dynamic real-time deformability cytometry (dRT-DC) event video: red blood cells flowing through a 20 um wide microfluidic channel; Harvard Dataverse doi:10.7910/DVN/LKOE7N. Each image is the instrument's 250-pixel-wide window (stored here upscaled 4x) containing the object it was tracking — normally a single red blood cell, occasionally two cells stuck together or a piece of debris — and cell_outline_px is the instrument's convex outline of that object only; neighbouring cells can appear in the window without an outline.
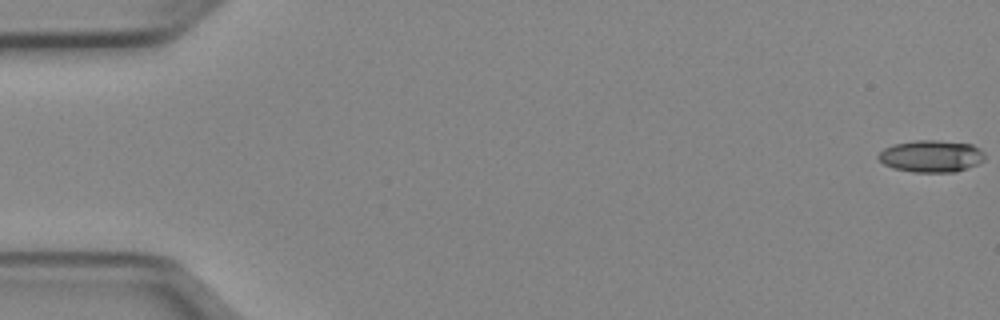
{"species": "Egyptian fruit bat (a non-hibernating species)", "species_latin": "Rousettus aegyptiacus", "temperature_condition": "cold", "stored_images_in_passage": 52, "camera_frame_rate_fps": 3000, "um_per_image_px": 0.085, "animal": {"sex": "female"}, "frame": {"image": 1, "passage_image": 1, "time_ms": 0.0, "image_size_px": [1000, 320], "cell_outline_px": [[984, 160], [976, 164], [956, 172], [912, 172], [892, 168], [884, 164], [876, 156], [884, 148], [896, 144], [916, 140], [936, 140], [972, 144], [980, 148], [984, 152]], "centroid_in_image_um": [79.15, 13.27], "position_along_channel_um": 5.8, "area_um2": 19.83}}
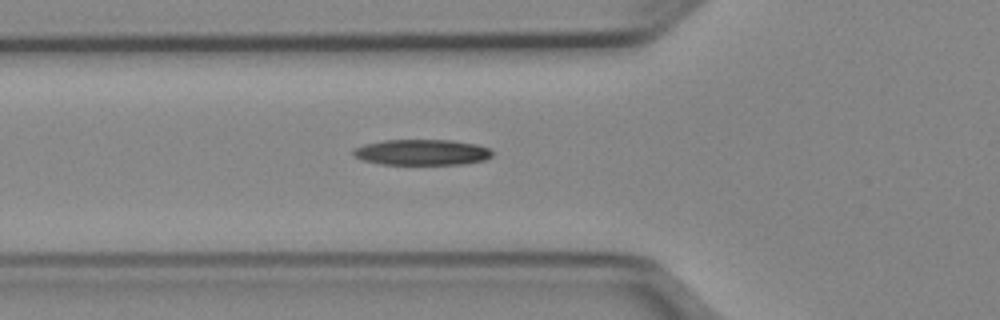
{"frame": {"image": 2, "passage_image": 19, "time_ms": 6.0, "image_size_px": [1000, 320], "cell_outline_px": [[492, 156], [484, 160], [464, 164], [380, 164], [364, 160], [352, 156], [352, 148], [364, 144], [384, 140], [452, 140], [476, 144], [488, 148], [492, 152]], "centroid_in_image_um": [35.82, 12.94], "position_along_channel_um": 90.0, "area_um2": 20.92}}
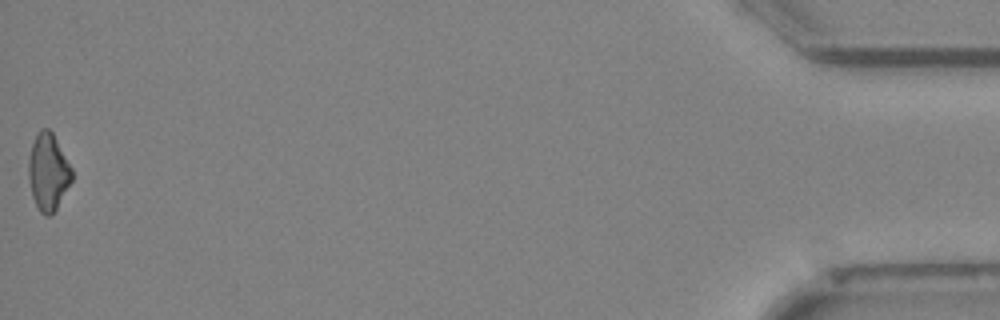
{"frame": {"image": 3, "passage_image": 52, "time_ms": 17.0, "image_size_px": [1000, 320], "cell_outline_px": [[72, 180], [52, 216], [44, 216], [40, 212], [32, 196], [28, 176], [28, 160], [32, 144], [40, 128], [48, 128], [52, 132], [72, 168]], "centroid_in_image_um": [4.09, 14.63], "position_along_channel_um": 431.1, "area_um2": 19.36}, "authors_computed_cell_mechanics": {"area_um2": 20.2011, "velocity_mm_per_s": 3.9832, "shape_relaxation_time_tau1_ms": 7.4596, "shape_relaxation_time_tau2_ms": null, "deformation_change_tau1": 0.1752, "deformation_change_tau2": null}}